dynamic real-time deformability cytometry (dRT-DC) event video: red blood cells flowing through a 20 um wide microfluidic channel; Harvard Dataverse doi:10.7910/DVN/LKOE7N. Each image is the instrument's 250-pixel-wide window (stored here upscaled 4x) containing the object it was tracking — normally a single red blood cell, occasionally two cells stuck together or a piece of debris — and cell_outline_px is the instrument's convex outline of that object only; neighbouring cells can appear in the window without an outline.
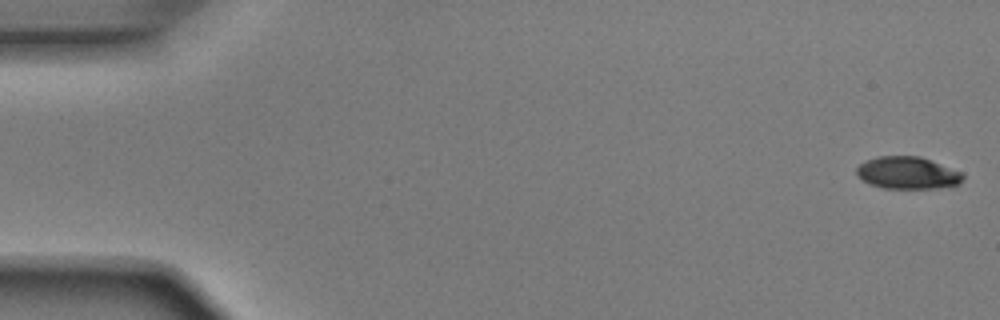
{"species": "Egyptian fruit bat (a non-hibernating species)", "species_latin": "Rousettus aegyptiacus", "temperature_condition": "room temperature", "stored_images_in_passage": 52, "camera_frame_rate_fps": 3000, "um_per_image_px": 0.085, "animal": {"sex": "male"}, "frame": {"image": 1, "passage_image": 1, "time_ms": 0.0, "image_size_px": [1000, 320], "cell_outline_px": [[964, 176], [960, 184], [952, 188], [884, 188], [868, 184], [856, 176], [856, 168], [860, 164], [868, 160], [880, 156], [920, 156], [964, 172]], "centroid_in_image_um": [77.19, 14.71], "position_along_channel_um": 7.8, "area_um2": 20.35}}
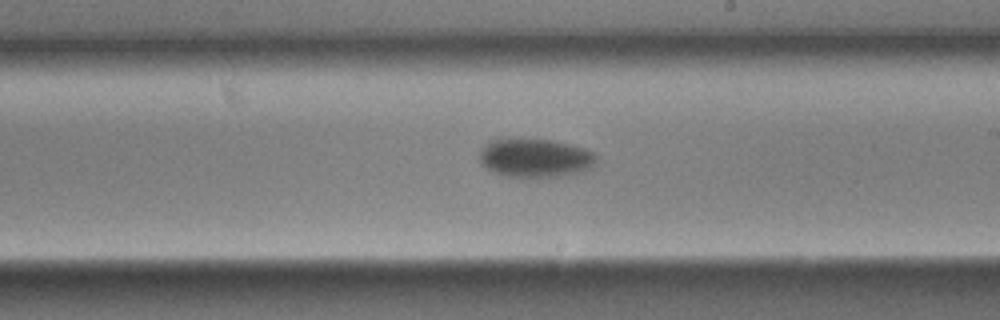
{"frame": {"image": 2, "passage_image": 30, "time_ms": 9.667, "image_size_px": [1000, 320], "cell_outline_px": [[596, 164], [592, 168], [584, 172], [564, 176], [504, 176], [480, 164], [480, 148], [488, 140], [496, 136], [516, 136], [552, 140], [584, 148], [592, 152], [596, 156]], "centroid_in_image_um": [45.44, 13.36], "position_along_channel_um": 243.6, "area_um2": 27.28}}
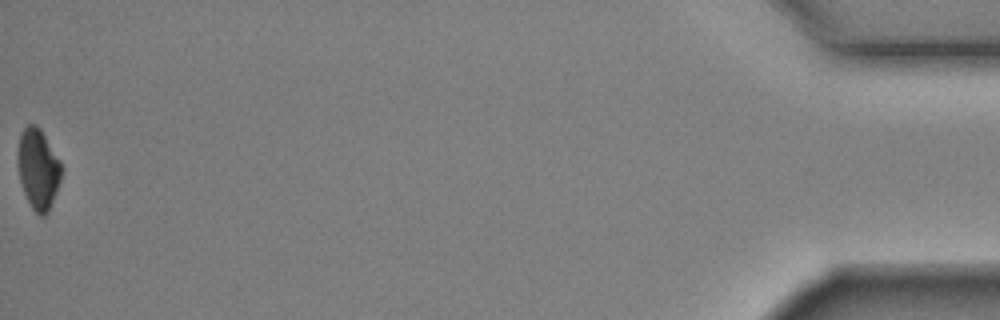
{"frame": {"image": 3, "passage_image": 52, "time_ms": 17.0, "image_size_px": [1000, 320], "cell_outline_px": [[64, 168], [56, 192], [48, 212], [44, 216], [40, 216], [32, 208], [24, 192], [20, 180], [16, 164], [16, 160], [20, 136], [24, 128], [28, 124], [36, 124], [40, 128], [60, 160]], "centroid_in_image_um": [3.24, 14.34], "position_along_channel_um": 432.0, "area_um2": 20.58}, "authors_computed_cell_mechanics": {"area_um2": 23.5535, "velocity_mm_per_s": 3.919, "shape_relaxation_time_tau1_ms": 2.6561, "shape_relaxation_time_tau2_ms": null, "deformation_change_tau1": 0.1518, "deformation_change_tau2": null}}